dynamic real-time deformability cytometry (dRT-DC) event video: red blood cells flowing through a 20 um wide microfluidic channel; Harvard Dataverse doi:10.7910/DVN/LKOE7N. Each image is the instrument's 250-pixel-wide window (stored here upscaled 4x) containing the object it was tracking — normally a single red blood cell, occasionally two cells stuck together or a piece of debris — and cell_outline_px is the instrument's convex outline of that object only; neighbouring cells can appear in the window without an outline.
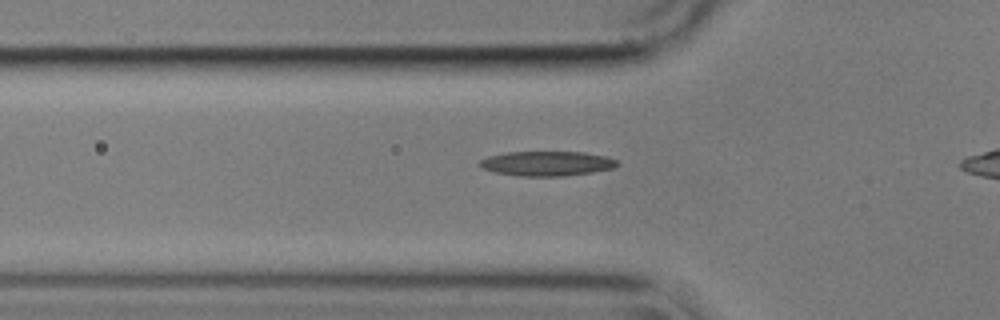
{"species": "common noctule bat (a hibernating species)", "species_latin": "Nyctalus noctula", "temperature_condition": "cold", "stored_images_in_passage": 35, "camera_frame_rate_fps": 3000, "um_per_image_px": 0.085, "animal": {"sex": "male", "body_mass_g": 17.9}, "frame": {"image": 1, "passage_image": 5, "time_ms": 1.333, "image_size_px": [1000, 320], "cell_outline_px": [[620, 164], [612, 168], [592, 172], [564, 176], [520, 176], [496, 172], [480, 168], [476, 164], [480, 160], [488, 156], [508, 152], [584, 152], [608, 156], [616, 160]], "centroid_in_image_um": [46.47, 13.89], "position_along_channel_um": 79.3, "area_um2": 19.88}}
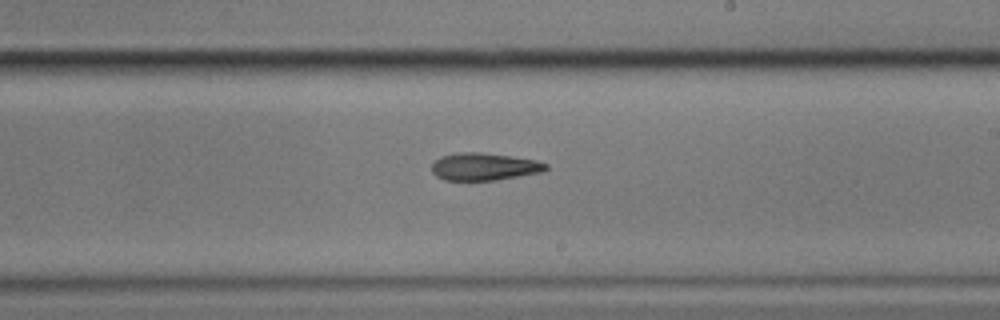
{"frame": {"image": 2, "passage_image": 19, "time_ms": 6.0, "image_size_px": [1000, 320], "cell_outline_px": [[548, 168], [544, 172], [496, 180], [444, 180], [436, 176], [432, 172], [432, 164], [440, 156], [456, 152], [480, 152], [536, 160], [548, 164]], "centroid_in_image_um": [41.15, 14.16], "position_along_channel_um": 247.8, "area_um2": 18.32}}
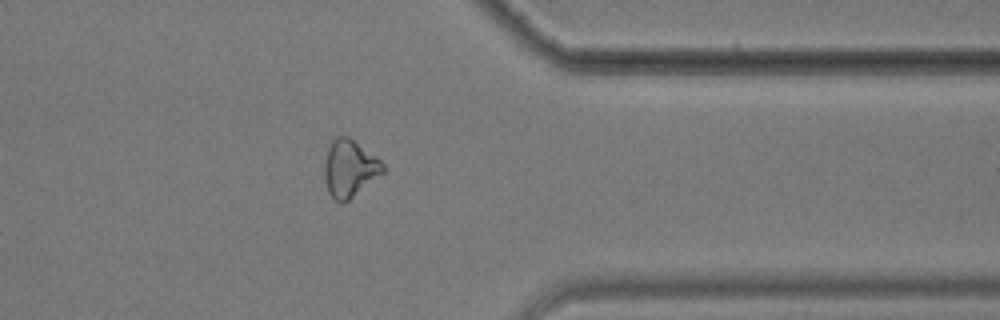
{"frame": {"image": 3, "passage_image": 31, "time_ms": 10.0, "image_size_px": [1000, 320], "cell_outline_px": [[384, 172], [348, 200], [340, 204], [332, 200], [328, 192], [324, 176], [324, 160], [328, 144], [332, 136], [348, 136], [376, 156], [384, 164]], "centroid_in_image_um": [29.66, 14.3], "position_along_channel_um": 381.7, "area_um2": 19.77}, "authors_computed_cell_mechanics": {"area_um2": 18.785, "velocity_mm_per_s": 3.5966, "shape_relaxation_time_tau1_ms": 6.0707, "shape_relaxation_time_tau2_ms": 9.3032, "deformation_change_tau1": 0.1441, "deformation_change_tau2": 0.2258}}